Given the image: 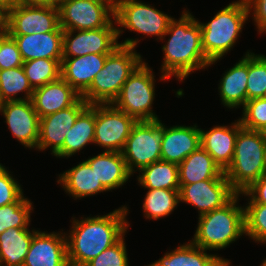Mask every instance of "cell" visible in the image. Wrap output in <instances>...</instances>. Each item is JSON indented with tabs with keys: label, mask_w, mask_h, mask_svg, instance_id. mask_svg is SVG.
Segmentation results:
<instances>
[{
	"label": "cell",
	"mask_w": 266,
	"mask_h": 266,
	"mask_svg": "<svg viewBox=\"0 0 266 266\" xmlns=\"http://www.w3.org/2000/svg\"><path fill=\"white\" fill-rule=\"evenodd\" d=\"M126 206L103 215L77 220L66 235L69 266H85L105 249L118 242L127 232ZM68 235V237H67Z\"/></svg>",
	"instance_id": "6da1fadb"
},
{
	"label": "cell",
	"mask_w": 266,
	"mask_h": 266,
	"mask_svg": "<svg viewBox=\"0 0 266 266\" xmlns=\"http://www.w3.org/2000/svg\"><path fill=\"white\" fill-rule=\"evenodd\" d=\"M167 35L170 38L162 46L161 80L175 76L182 82L191 72L209 66L210 61L203 52L200 22L188 10L182 12L179 20L173 18L169 22L163 38Z\"/></svg>",
	"instance_id": "7a4b0ae2"
},
{
	"label": "cell",
	"mask_w": 266,
	"mask_h": 266,
	"mask_svg": "<svg viewBox=\"0 0 266 266\" xmlns=\"http://www.w3.org/2000/svg\"><path fill=\"white\" fill-rule=\"evenodd\" d=\"M138 40L127 38L107 55L104 67L81 94L89 105L111 104L118 97L126 80L143 62L141 55L135 51Z\"/></svg>",
	"instance_id": "3957f363"
},
{
	"label": "cell",
	"mask_w": 266,
	"mask_h": 266,
	"mask_svg": "<svg viewBox=\"0 0 266 266\" xmlns=\"http://www.w3.org/2000/svg\"><path fill=\"white\" fill-rule=\"evenodd\" d=\"M240 195L236 194L223 207L200 215L191 242L205 250H220L245 234L244 206L237 205Z\"/></svg>",
	"instance_id": "277c9868"
},
{
	"label": "cell",
	"mask_w": 266,
	"mask_h": 266,
	"mask_svg": "<svg viewBox=\"0 0 266 266\" xmlns=\"http://www.w3.org/2000/svg\"><path fill=\"white\" fill-rule=\"evenodd\" d=\"M249 14L246 0H239L218 11L208 23L200 22L203 52L209 66L233 48Z\"/></svg>",
	"instance_id": "5b68a950"
},
{
	"label": "cell",
	"mask_w": 266,
	"mask_h": 266,
	"mask_svg": "<svg viewBox=\"0 0 266 266\" xmlns=\"http://www.w3.org/2000/svg\"><path fill=\"white\" fill-rule=\"evenodd\" d=\"M265 139L260 131L241 128L238 131L234 156L224 171L227 181L237 193H243L264 173Z\"/></svg>",
	"instance_id": "8992f818"
},
{
	"label": "cell",
	"mask_w": 266,
	"mask_h": 266,
	"mask_svg": "<svg viewBox=\"0 0 266 266\" xmlns=\"http://www.w3.org/2000/svg\"><path fill=\"white\" fill-rule=\"evenodd\" d=\"M142 62L126 80L113 105L132 116L136 121H153L159 118L153 112L155 79L153 71Z\"/></svg>",
	"instance_id": "52a82bcc"
},
{
	"label": "cell",
	"mask_w": 266,
	"mask_h": 266,
	"mask_svg": "<svg viewBox=\"0 0 266 266\" xmlns=\"http://www.w3.org/2000/svg\"><path fill=\"white\" fill-rule=\"evenodd\" d=\"M173 18L150 4L138 0H115L114 21L117 27L118 38L123 29L134 31L148 36H157L164 40L163 36L168 30L169 22Z\"/></svg>",
	"instance_id": "ba28073f"
},
{
	"label": "cell",
	"mask_w": 266,
	"mask_h": 266,
	"mask_svg": "<svg viewBox=\"0 0 266 266\" xmlns=\"http://www.w3.org/2000/svg\"><path fill=\"white\" fill-rule=\"evenodd\" d=\"M122 155L131 174L160 161L161 120L137 121L132 126Z\"/></svg>",
	"instance_id": "9c48e42d"
},
{
	"label": "cell",
	"mask_w": 266,
	"mask_h": 266,
	"mask_svg": "<svg viewBox=\"0 0 266 266\" xmlns=\"http://www.w3.org/2000/svg\"><path fill=\"white\" fill-rule=\"evenodd\" d=\"M58 9L60 27L63 30L99 29L114 20L115 1L68 0Z\"/></svg>",
	"instance_id": "30bf717a"
},
{
	"label": "cell",
	"mask_w": 266,
	"mask_h": 266,
	"mask_svg": "<svg viewBox=\"0 0 266 266\" xmlns=\"http://www.w3.org/2000/svg\"><path fill=\"white\" fill-rule=\"evenodd\" d=\"M137 121L111 104H95L94 144L108 152H122Z\"/></svg>",
	"instance_id": "8fae6325"
},
{
	"label": "cell",
	"mask_w": 266,
	"mask_h": 266,
	"mask_svg": "<svg viewBox=\"0 0 266 266\" xmlns=\"http://www.w3.org/2000/svg\"><path fill=\"white\" fill-rule=\"evenodd\" d=\"M64 31L60 27L59 9L46 4H17L8 11V34L27 35Z\"/></svg>",
	"instance_id": "7c38bea8"
},
{
	"label": "cell",
	"mask_w": 266,
	"mask_h": 266,
	"mask_svg": "<svg viewBox=\"0 0 266 266\" xmlns=\"http://www.w3.org/2000/svg\"><path fill=\"white\" fill-rule=\"evenodd\" d=\"M113 22L99 29L64 30L63 57H79L91 53L111 54L120 46L117 27L113 25L116 22Z\"/></svg>",
	"instance_id": "4fadbf2b"
},
{
	"label": "cell",
	"mask_w": 266,
	"mask_h": 266,
	"mask_svg": "<svg viewBox=\"0 0 266 266\" xmlns=\"http://www.w3.org/2000/svg\"><path fill=\"white\" fill-rule=\"evenodd\" d=\"M237 193L227 179H207L193 184H180V202L198 209L199 216L223 207Z\"/></svg>",
	"instance_id": "5bb4252c"
},
{
	"label": "cell",
	"mask_w": 266,
	"mask_h": 266,
	"mask_svg": "<svg viewBox=\"0 0 266 266\" xmlns=\"http://www.w3.org/2000/svg\"><path fill=\"white\" fill-rule=\"evenodd\" d=\"M0 113L17 141L29 149L37 148L40 118L31 100L3 102Z\"/></svg>",
	"instance_id": "9a60e30c"
},
{
	"label": "cell",
	"mask_w": 266,
	"mask_h": 266,
	"mask_svg": "<svg viewBox=\"0 0 266 266\" xmlns=\"http://www.w3.org/2000/svg\"><path fill=\"white\" fill-rule=\"evenodd\" d=\"M89 104L81 97L74 105L40 118L38 150L52 149L55 154L64 144L65 138L78 115Z\"/></svg>",
	"instance_id": "2e32d148"
},
{
	"label": "cell",
	"mask_w": 266,
	"mask_h": 266,
	"mask_svg": "<svg viewBox=\"0 0 266 266\" xmlns=\"http://www.w3.org/2000/svg\"><path fill=\"white\" fill-rule=\"evenodd\" d=\"M23 266H69L64 233L37 231L30 243Z\"/></svg>",
	"instance_id": "e0dca14e"
},
{
	"label": "cell",
	"mask_w": 266,
	"mask_h": 266,
	"mask_svg": "<svg viewBox=\"0 0 266 266\" xmlns=\"http://www.w3.org/2000/svg\"><path fill=\"white\" fill-rule=\"evenodd\" d=\"M194 126L166 127L161 123V160L180 164L201 146L200 128Z\"/></svg>",
	"instance_id": "ac0fdd59"
},
{
	"label": "cell",
	"mask_w": 266,
	"mask_h": 266,
	"mask_svg": "<svg viewBox=\"0 0 266 266\" xmlns=\"http://www.w3.org/2000/svg\"><path fill=\"white\" fill-rule=\"evenodd\" d=\"M81 95L62 77L36 88L32 94V104L39 118L74 105Z\"/></svg>",
	"instance_id": "d6986e66"
},
{
	"label": "cell",
	"mask_w": 266,
	"mask_h": 266,
	"mask_svg": "<svg viewBox=\"0 0 266 266\" xmlns=\"http://www.w3.org/2000/svg\"><path fill=\"white\" fill-rule=\"evenodd\" d=\"M242 128L239 119L231 126H215L208 131L200 128L201 147L224 172L231 164L238 131Z\"/></svg>",
	"instance_id": "ffe728a7"
},
{
	"label": "cell",
	"mask_w": 266,
	"mask_h": 266,
	"mask_svg": "<svg viewBox=\"0 0 266 266\" xmlns=\"http://www.w3.org/2000/svg\"><path fill=\"white\" fill-rule=\"evenodd\" d=\"M107 55L91 53L79 57H62L61 77L81 95L104 67Z\"/></svg>",
	"instance_id": "44dd1931"
},
{
	"label": "cell",
	"mask_w": 266,
	"mask_h": 266,
	"mask_svg": "<svg viewBox=\"0 0 266 266\" xmlns=\"http://www.w3.org/2000/svg\"><path fill=\"white\" fill-rule=\"evenodd\" d=\"M10 36L16 41L23 62L63 57V31Z\"/></svg>",
	"instance_id": "7402d4cb"
},
{
	"label": "cell",
	"mask_w": 266,
	"mask_h": 266,
	"mask_svg": "<svg viewBox=\"0 0 266 266\" xmlns=\"http://www.w3.org/2000/svg\"><path fill=\"white\" fill-rule=\"evenodd\" d=\"M248 53L232 68L227 70L220 79L219 95L222 104L227 108H240L247 102Z\"/></svg>",
	"instance_id": "603a6c76"
},
{
	"label": "cell",
	"mask_w": 266,
	"mask_h": 266,
	"mask_svg": "<svg viewBox=\"0 0 266 266\" xmlns=\"http://www.w3.org/2000/svg\"><path fill=\"white\" fill-rule=\"evenodd\" d=\"M85 161L108 191L121 187L132 175L127 169L122 152L104 151Z\"/></svg>",
	"instance_id": "cb8c5ba5"
},
{
	"label": "cell",
	"mask_w": 266,
	"mask_h": 266,
	"mask_svg": "<svg viewBox=\"0 0 266 266\" xmlns=\"http://www.w3.org/2000/svg\"><path fill=\"white\" fill-rule=\"evenodd\" d=\"M179 184L207 179H226L225 173L201 146L178 164Z\"/></svg>",
	"instance_id": "d4e9b609"
},
{
	"label": "cell",
	"mask_w": 266,
	"mask_h": 266,
	"mask_svg": "<svg viewBox=\"0 0 266 266\" xmlns=\"http://www.w3.org/2000/svg\"><path fill=\"white\" fill-rule=\"evenodd\" d=\"M57 183L62 184V188L66 193L75 199L108 191L97 179L91 166L84 160L77 166L60 174Z\"/></svg>",
	"instance_id": "484cf974"
},
{
	"label": "cell",
	"mask_w": 266,
	"mask_h": 266,
	"mask_svg": "<svg viewBox=\"0 0 266 266\" xmlns=\"http://www.w3.org/2000/svg\"><path fill=\"white\" fill-rule=\"evenodd\" d=\"M95 104L88 105L77 117L65 138L63 146L54 154L57 158H68L94 143Z\"/></svg>",
	"instance_id": "4316f807"
},
{
	"label": "cell",
	"mask_w": 266,
	"mask_h": 266,
	"mask_svg": "<svg viewBox=\"0 0 266 266\" xmlns=\"http://www.w3.org/2000/svg\"><path fill=\"white\" fill-rule=\"evenodd\" d=\"M38 230L8 228L0 234V266H23L34 234Z\"/></svg>",
	"instance_id": "83f0119b"
},
{
	"label": "cell",
	"mask_w": 266,
	"mask_h": 266,
	"mask_svg": "<svg viewBox=\"0 0 266 266\" xmlns=\"http://www.w3.org/2000/svg\"><path fill=\"white\" fill-rule=\"evenodd\" d=\"M206 251L190 241L182 246L179 245L147 266H215L224 259L215 254H208Z\"/></svg>",
	"instance_id": "f1b7e54d"
},
{
	"label": "cell",
	"mask_w": 266,
	"mask_h": 266,
	"mask_svg": "<svg viewBox=\"0 0 266 266\" xmlns=\"http://www.w3.org/2000/svg\"><path fill=\"white\" fill-rule=\"evenodd\" d=\"M138 183L144 189H180L178 164L157 161L139 170Z\"/></svg>",
	"instance_id": "f546056e"
},
{
	"label": "cell",
	"mask_w": 266,
	"mask_h": 266,
	"mask_svg": "<svg viewBox=\"0 0 266 266\" xmlns=\"http://www.w3.org/2000/svg\"><path fill=\"white\" fill-rule=\"evenodd\" d=\"M143 203L146 219L157 220L171 214L180 203V189H147Z\"/></svg>",
	"instance_id": "4dcf8cb0"
},
{
	"label": "cell",
	"mask_w": 266,
	"mask_h": 266,
	"mask_svg": "<svg viewBox=\"0 0 266 266\" xmlns=\"http://www.w3.org/2000/svg\"><path fill=\"white\" fill-rule=\"evenodd\" d=\"M33 91L22 66L0 70V104L7 101L31 100ZM20 92L26 93L23 98L16 97Z\"/></svg>",
	"instance_id": "1f68e13d"
},
{
	"label": "cell",
	"mask_w": 266,
	"mask_h": 266,
	"mask_svg": "<svg viewBox=\"0 0 266 266\" xmlns=\"http://www.w3.org/2000/svg\"><path fill=\"white\" fill-rule=\"evenodd\" d=\"M62 59L39 58L23 62V69L32 89L55 81L61 77Z\"/></svg>",
	"instance_id": "d6a6232c"
},
{
	"label": "cell",
	"mask_w": 266,
	"mask_h": 266,
	"mask_svg": "<svg viewBox=\"0 0 266 266\" xmlns=\"http://www.w3.org/2000/svg\"><path fill=\"white\" fill-rule=\"evenodd\" d=\"M32 203L24 197L8 205L0 206V234L8 228H28L31 222Z\"/></svg>",
	"instance_id": "836d02e7"
},
{
	"label": "cell",
	"mask_w": 266,
	"mask_h": 266,
	"mask_svg": "<svg viewBox=\"0 0 266 266\" xmlns=\"http://www.w3.org/2000/svg\"><path fill=\"white\" fill-rule=\"evenodd\" d=\"M247 101L262 98L266 90V56L248 53Z\"/></svg>",
	"instance_id": "e575fe53"
},
{
	"label": "cell",
	"mask_w": 266,
	"mask_h": 266,
	"mask_svg": "<svg viewBox=\"0 0 266 266\" xmlns=\"http://www.w3.org/2000/svg\"><path fill=\"white\" fill-rule=\"evenodd\" d=\"M245 211V235L266 243V204H248Z\"/></svg>",
	"instance_id": "d590c367"
},
{
	"label": "cell",
	"mask_w": 266,
	"mask_h": 266,
	"mask_svg": "<svg viewBox=\"0 0 266 266\" xmlns=\"http://www.w3.org/2000/svg\"><path fill=\"white\" fill-rule=\"evenodd\" d=\"M239 121L243 128L259 131L266 124V99L248 100L243 106V115Z\"/></svg>",
	"instance_id": "8d00e7d4"
},
{
	"label": "cell",
	"mask_w": 266,
	"mask_h": 266,
	"mask_svg": "<svg viewBox=\"0 0 266 266\" xmlns=\"http://www.w3.org/2000/svg\"><path fill=\"white\" fill-rule=\"evenodd\" d=\"M124 236L85 266H129Z\"/></svg>",
	"instance_id": "74e56055"
},
{
	"label": "cell",
	"mask_w": 266,
	"mask_h": 266,
	"mask_svg": "<svg viewBox=\"0 0 266 266\" xmlns=\"http://www.w3.org/2000/svg\"><path fill=\"white\" fill-rule=\"evenodd\" d=\"M5 166L0 164V206L17 202L23 196V189Z\"/></svg>",
	"instance_id": "f35d334b"
},
{
	"label": "cell",
	"mask_w": 266,
	"mask_h": 266,
	"mask_svg": "<svg viewBox=\"0 0 266 266\" xmlns=\"http://www.w3.org/2000/svg\"><path fill=\"white\" fill-rule=\"evenodd\" d=\"M23 65L18 45L9 34L0 44V70L12 69Z\"/></svg>",
	"instance_id": "ab89813d"
},
{
	"label": "cell",
	"mask_w": 266,
	"mask_h": 266,
	"mask_svg": "<svg viewBox=\"0 0 266 266\" xmlns=\"http://www.w3.org/2000/svg\"><path fill=\"white\" fill-rule=\"evenodd\" d=\"M240 194L250 197L248 204H266V173Z\"/></svg>",
	"instance_id": "60d3db41"
},
{
	"label": "cell",
	"mask_w": 266,
	"mask_h": 266,
	"mask_svg": "<svg viewBox=\"0 0 266 266\" xmlns=\"http://www.w3.org/2000/svg\"><path fill=\"white\" fill-rule=\"evenodd\" d=\"M249 11H253V20L258 28V34L266 33V0H246Z\"/></svg>",
	"instance_id": "b9f144b4"
},
{
	"label": "cell",
	"mask_w": 266,
	"mask_h": 266,
	"mask_svg": "<svg viewBox=\"0 0 266 266\" xmlns=\"http://www.w3.org/2000/svg\"><path fill=\"white\" fill-rule=\"evenodd\" d=\"M0 31H8V10L0 5Z\"/></svg>",
	"instance_id": "7bdbcfd3"
},
{
	"label": "cell",
	"mask_w": 266,
	"mask_h": 266,
	"mask_svg": "<svg viewBox=\"0 0 266 266\" xmlns=\"http://www.w3.org/2000/svg\"><path fill=\"white\" fill-rule=\"evenodd\" d=\"M19 4V0H0V5L6 8L8 11Z\"/></svg>",
	"instance_id": "ee69618b"
},
{
	"label": "cell",
	"mask_w": 266,
	"mask_h": 266,
	"mask_svg": "<svg viewBox=\"0 0 266 266\" xmlns=\"http://www.w3.org/2000/svg\"><path fill=\"white\" fill-rule=\"evenodd\" d=\"M67 1L68 0H45V4L59 8L63 3Z\"/></svg>",
	"instance_id": "f6af8a7d"
},
{
	"label": "cell",
	"mask_w": 266,
	"mask_h": 266,
	"mask_svg": "<svg viewBox=\"0 0 266 266\" xmlns=\"http://www.w3.org/2000/svg\"><path fill=\"white\" fill-rule=\"evenodd\" d=\"M19 4H45V0H19Z\"/></svg>",
	"instance_id": "bcb514c9"
},
{
	"label": "cell",
	"mask_w": 266,
	"mask_h": 266,
	"mask_svg": "<svg viewBox=\"0 0 266 266\" xmlns=\"http://www.w3.org/2000/svg\"><path fill=\"white\" fill-rule=\"evenodd\" d=\"M230 261L226 259H221L215 266H230Z\"/></svg>",
	"instance_id": "7dc6e473"
},
{
	"label": "cell",
	"mask_w": 266,
	"mask_h": 266,
	"mask_svg": "<svg viewBox=\"0 0 266 266\" xmlns=\"http://www.w3.org/2000/svg\"><path fill=\"white\" fill-rule=\"evenodd\" d=\"M262 137L265 139L266 141V124L259 130Z\"/></svg>",
	"instance_id": "c3c4849f"
},
{
	"label": "cell",
	"mask_w": 266,
	"mask_h": 266,
	"mask_svg": "<svg viewBox=\"0 0 266 266\" xmlns=\"http://www.w3.org/2000/svg\"><path fill=\"white\" fill-rule=\"evenodd\" d=\"M8 35V31H0V44L2 40Z\"/></svg>",
	"instance_id": "681fc988"
},
{
	"label": "cell",
	"mask_w": 266,
	"mask_h": 266,
	"mask_svg": "<svg viewBox=\"0 0 266 266\" xmlns=\"http://www.w3.org/2000/svg\"><path fill=\"white\" fill-rule=\"evenodd\" d=\"M264 162H265V169H266V142H265V148H264Z\"/></svg>",
	"instance_id": "f907efd6"
},
{
	"label": "cell",
	"mask_w": 266,
	"mask_h": 266,
	"mask_svg": "<svg viewBox=\"0 0 266 266\" xmlns=\"http://www.w3.org/2000/svg\"><path fill=\"white\" fill-rule=\"evenodd\" d=\"M261 266H266V259L262 262Z\"/></svg>",
	"instance_id": "816d5d0a"
},
{
	"label": "cell",
	"mask_w": 266,
	"mask_h": 266,
	"mask_svg": "<svg viewBox=\"0 0 266 266\" xmlns=\"http://www.w3.org/2000/svg\"><path fill=\"white\" fill-rule=\"evenodd\" d=\"M262 98L266 99V90H265V93H264Z\"/></svg>",
	"instance_id": "f5cc1de1"
}]
</instances>
